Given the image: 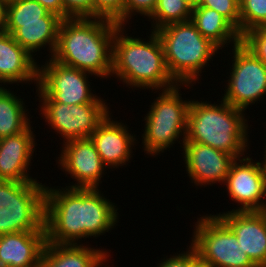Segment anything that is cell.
<instances>
[{
  "label": "cell",
  "mask_w": 266,
  "mask_h": 267,
  "mask_svg": "<svg viewBox=\"0 0 266 267\" xmlns=\"http://www.w3.org/2000/svg\"><path fill=\"white\" fill-rule=\"evenodd\" d=\"M102 192L100 188L46 185L44 196L46 242L81 244L89 237L97 239L100 235L114 230L120 223L119 208Z\"/></svg>",
  "instance_id": "obj_1"
},
{
  "label": "cell",
  "mask_w": 266,
  "mask_h": 267,
  "mask_svg": "<svg viewBox=\"0 0 266 267\" xmlns=\"http://www.w3.org/2000/svg\"><path fill=\"white\" fill-rule=\"evenodd\" d=\"M119 25L93 17L62 20L53 60L107 79L112 73L113 38Z\"/></svg>",
  "instance_id": "obj_2"
},
{
  "label": "cell",
  "mask_w": 266,
  "mask_h": 267,
  "mask_svg": "<svg viewBox=\"0 0 266 267\" xmlns=\"http://www.w3.org/2000/svg\"><path fill=\"white\" fill-rule=\"evenodd\" d=\"M127 27L119 26L113 38L111 76L132 90L134 87L153 92L176 86L178 83L168 72L157 33L150 31L148 39H142L126 33Z\"/></svg>",
  "instance_id": "obj_3"
},
{
  "label": "cell",
  "mask_w": 266,
  "mask_h": 267,
  "mask_svg": "<svg viewBox=\"0 0 266 267\" xmlns=\"http://www.w3.org/2000/svg\"><path fill=\"white\" fill-rule=\"evenodd\" d=\"M200 99L202 101L192 99L190 102L185 139L211 146L236 159L249 154L251 125H248L247 113L222 99L217 103Z\"/></svg>",
  "instance_id": "obj_4"
},
{
  "label": "cell",
  "mask_w": 266,
  "mask_h": 267,
  "mask_svg": "<svg viewBox=\"0 0 266 267\" xmlns=\"http://www.w3.org/2000/svg\"><path fill=\"white\" fill-rule=\"evenodd\" d=\"M161 41L169 74L178 84H194L220 49L204 38L191 21L172 23L155 31ZM200 77V78H199Z\"/></svg>",
  "instance_id": "obj_5"
},
{
  "label": "cell",
  "mask_w": 266,
  "mask_h": 267,
  "mask_svg": "<svg viewBox=\"0 0 266 267\" xmlns=\"http://www.w3.org/2000/svg\"><path fill=\"white\" fill-rule=\"evenodd\" d=\"M192 86L194 87L193 84H177L172 88L161 90V93L155 90L154 93L158 92L159 95L152 100L149 111L142 120L145 125L142 129L141 144L145 154L156 158L157 155L173 148L176 143L180 144V148L183 147L192 98L184 100L181 88L193 89Z\"/></svg>",
  "instance_id": "obj_6"
},
{
  "label": "cell",
  "mask_w": 266,
  "mask_h": 267,
  "mask_svg": "<svg viewBox=\"0 0 266 267\" xmlns=\"http://www.w3.org/2000/svg\"><path fill=\"white\" fill-rule=\"evenodd\" d=\"M42 181L0 180V235L20 231H45Z\"/></svg>",
  "instance_id": "obj_7"
},
{
  "label": "cell",
  "mask_w": 266,
  "mask_h": 267,
  "mask_svg": "<svg viewBox=\"0 0 266 267\" xmlns=\"http://www.w3.org/2000/svg\"><path fill=\"white\" fill-rule=\"evenodd\" d=\"M190 244L205 267H257L243 253L236 235L216 215L197 217ZM195 226V227H194Z\"/></svg>",
  "instance_id": "obj_8"
},
{
  "label": "cell",
  "mask_w": 266,
  "mask_h": 267,
  "mask_svg": "<svg viewBox=\"0 0 266 267\" xmlns=\"http://www.w3.org/2000/svg\"><path fill=\"white\" fill-rule=\"evenodd\" d=\"M41 118L47 126L63 139L89 138L98 125L107 117L111 109L106 100L98 96L92 103L68 105L57 103L50 97H39Z\"/></svg>",
  "instance_id": "obj_9"
},
{
  "label": "cell",
  "mask_w": 266,
  "mask_h": 267,
  "mask_svg": "<svg viewBox=\"0 0 266 267\" xmlns=\"http://www.w3.org/2000/svg\"><path fill=\"white\" fill-rule=\"evenodd\" d=\"M230 51L232 53L227 52L232 59L228 69L230 71L227 72V80H224L226 85L221 99L235 108L247 111L250 105L255 102L257 105L266 95V65L241 43L231 47Z\"/></svg>",
  "instance_id": "obj_10"
},
{
  "label": "cell",
  "mask_w": 266,
  "mask_h": 267,
  "mask_svg": "<svg viewBox=\"0 0 266 267\" xmlns=\"http://www.w3.org/2000/svg\"><path fill=\"white\" fill-rule=\"evenodd\" d=\"M93 74L65 66L52 58L38 63L37 97H50L68 105L92 103L98 95L89 80ZM95 93H93V92Z\"/></svg>",
  "instance_id": "obj_11"
},
{
  "label": "cell",
  "mask_w": 266,
  "mask_h": 267,
  "mask_svg": "<svg viewBox=\"0 0 266 267\" xmlns=\"http://www.w3.org/2000/svg\"><path fill=\"white\" fill-rule=\"evenodd\" d=\"M248 155L236 159L225 178L223 185L229 200L238 204V207L225 212L261 211L266 208V160L255 161Z\"/></svg>",
  "instance_id": "obj_12"
},
{
  "label": "cell",
  "mask_w": 266,
  "mask_h": 267,
  "mask_svg": "<svg viewBox=\"0 0 266 267\" xmlns=\"http://www.w3.org/2000/svg\"><path fill=\"white\" fill-rule=\"evenodd\" d=\"M60 148L62 150L55 160L57 167L66 174L65 177L70 175L75 182L68 183V186L66 184V187L101 188V178H104L108 168L102 162L90 137L67 141Z\"/></svg>",
  "instance_id": "obj_13"
},
{
  "label": "cell",
  "mask_w": 266,
  "mask_h": 267,
  "mask_svg": "<svg viewBox=\"0 0 266 267\" xmlns=\"http://www.w3.org/2000/svg\"><path fill=\"white\" fill-rule=\"evenodd\" d=\"M180 151H183L181 154L189 182L197 186V189L213 184L215 186L217 183L222 186L232 163L236 160L231 154L187 140Z\"/></svg>",
  "instance_id": "obj_14"
},
{
  "label": "cell",
  "mask_w": 266,
  "mask_h": 267,
  "mask_svg": "<svg viewBox=\"0 0 266 267\" xmlns=\"http://www.w3.org/2000/svg\"><path fill=\"white\" fill-rule=\"evenodd\" d=\"M112 117L111 111L91 134L90 139L104 165L113 171L129 165L131 158L133 159V149L140 143L137 139L140 138L131 133L126 122L124 124L122 120L119 122Z\"/></svg>",
  "instance_id": "obj_15"
},
{
  "label": "cell",
  "mask_w": 266,
  "mask_h": 267,
  "mask_svg": "<svg viewBox=\"0 0 266 267\" xmlns=\"http://www.w3.org/2000/svg\"><path fill=\"white\" fill-rule=\"evenodd\" d=\"M30 125L25 131L0 139V180L15 182L39 181L30 175L36 154V134ZM34 130V131H33Z\"/></svg>",
  "instance_id": "obj_16"
},
{
  "label": "cell",
  "mask_w": 266,
  "mask_h": 267,
  "mask_svg": "<svg viewBox=\"0 0 266 267\" xmlns=\"http://www.w3.org/2000/svg\"><path fill=\"white\" fill-rule=\"evenodd\" d=\"M236 235L238 243L257 267H266V222L260 211H228L215 214Z\"/></svg>",
  "instance_id": "obj_17"
},
{
  "label": "cell",
  "mask_w": 266,
  "mask_h": 267,
  "mask_svg": "<svg viewBox=\"0 0 266 267\" xmlns=\"http://www.w3.org/2000/svg\"><path fill=\"white\" fill-rule=\"evenodd\" d=\"M14 37L5 31H0V83L1 86L10 84H38V63ZM20 83V84H19Z\"/></svg>",
  "instance_id": "obj_18"
},
{
  "label": "cell",
  "mask_w": 266,
  "mask_h": 267,
  "mask_svg": "<svg viewBox=\"0 0 266 267\" xmlns=\"http://www.w3.org/2000/svg\"><path fill=\"white\" fill-rule=\"evenodd\" d=\"M46 244V231L0 235V267H37Z\"/></svg>",
  "instance_id": "obj_19"
},
{
  "label": "cell",
  "mask_w": 266,
  "mask_h": 267,
  "mask_svg": "<svg viewBox=\"0 0 266 267\" xmlns=\"http://www.w3.org/2000/svg\"><path fill=\"white\" fill-rule=\"evenodd\" d=\"M86 243V246H85ZM47 243L40 258V267H110L112 255L104 247L91 244ZM91 246V247H90ZM110 257V258H109ZM107 263V265L105 264ZM105 265V266H104Z\"/></svg>",
  "instance_id": "obj_20"
},
{
  "label": "cell",
  "mask_w": 266,
  "mask_h": 267,
  "mask_svg": "<svg viewBox=\"0 0 266 267\" xmlns=\"http://www.w3.org/2000/svg\"><path fill=\"white\" fill-rule=\"evenodd\" d=\"M191 21L202 36L209 39L222 52L223 49L226 51V47L228 50V47L231 48L241 43L238 30L213 9L200 6L192 9Z\"/></svg>",
  "instance_id": "obj_21"
},
{
  "label": "cell",
  "mask_w": 266,
  "mask_h": 267,
  "mask_svg": "<svg viewBox=\"0 0 266 267\" xmlns=\"http://www.w3.org/2000/svg\"><path fill=\"white\" fill-rule=\"evenodd\" d=\"M60 24L61 22L20 23V28L12 36L35 59L46 48L49 52L46 57L51 58L57 46Z\"/></svg>",
  "instance_id": "obj_22"
},
{
  "label": "cell",
  "mask_w": 266,
  "mask_h": 267,
  "mask_svg": "<svg viewBox=\"0 0 266 267\" xmlns=\"http://www.w3.org/2000/svg\"><path fill=\"white\" fill-rule=\"evenodd\" d=\"M0 86V139L25 131L31 123L29 108L11 87ZM28 109H27V108ZM28 111V112H27Z\"/></svg>",
  "instance_id": "obj_23"
},
{
  "label": "cell",
  "mask_w": 266,
  "mask_h": 267,
  "mask_svg": "<svg viewBox=\"0 0 266 267\" xmlns=\"http://www.w3.org/2000/svg\"><path fill=\"white\" fill-rule=\"evenodd\" d=\"M58 15L48 12L35 0H13L7 3L6 26L4 31L13 35L20 23L62 22Z\"/></svg>",
  "instance_id": "obj_24"
},
{
  "label": "cell",
  "mask_w": 266,
  "mask_h": 267,
  "mask_svg": "<svg viewBox=\"0 0 266 267\" xmlns=\"http://www.w3.org/2000/svg\"><path fill=\"white\" fill-rule=\"evenodd\" d=\"M191 13L192 10L183 0H158L156 9L147 20L151 23L149 31H156L172 23L191 20Z\"/></svg>",
  "instance_id": "obj_25"
},
{
  "label": "cell",
  "mask_w": 266,
  "mask_h": 267,
  "mask_svg": "<svg viewBox=\"0 0 266 267\" xmlns=\"http://www.w3.org/2000/svg\"><path fill=\"white\" fill-rule=\"evenodd\" d=\"M257 27H266V0H240V36Z\"/></svg>",
  "instance_id": "obj_26"
},
{
  "label": "cell",
  "mask_w": 266,
  "mask_h": 267,
  "mask_svg": "<svg viewBox=\"0 0 266 267\" xmlns=\"http://www.w3.org/2000/svg\"><path fill=\"white\" fill-rule=\"evenodd\" d=\"M125 0H92V17L124 26Z\"/></svg>",
  "instance_id": "obj_27"
},
{
  "label": "cell",
  "mask_w": 266,
  "mask_h": 267,
  "mask_svg": "<svg viewBox=\"0 0 266 267\" xmlns=\"http://www.w3.org/2000/svg\"><path fill=\"white\" fill-rule=\"evenodd\" d=\"M199 6L213 9L221 14L240 34V0H200Z\"/></svg>",
  "instance_id": "obj_28"
},
{
  "label": "cell",
  "mask_w": 266,
  "mask_h": 267,
  "mask_svg": "<svg viewBox=\"0 0 266 267\" xmlns=\"http://www.w3.org/2000/svg\"><path fill=\"white\" fill-rule=\"evenodd\" d=\"M241 44L266 65V27H257L244 33Z\"/></svg>",
  "instance_id": "obj_29"
},
{
  "label": "cell",
  "mask_w": 266,
  "mask_h": 267,
  "mask_svg": "<svg viewBox=\"0 0 266 267\" xmlns=\"http://www.w3.org/2000/svg\"><path fill=\"white\" fill-rule=\"evenodd\" d=\"M186 247L187 251L161 258L156 267H196L199 264L197 251L191 244Z\"/></svg>",
  "instance_id": "obj_30"
},
{
  "label": "cell",
  "mask_w": 266,
  "mask_h": 267,
  "mask_svg": "<svg viewBox=\"0 0 266 267\" xmlns=\"http://www.w3.org/2000/svg\"><path fill=\"white\" fill-rule=\"evenodd\" d=\"M158 0H125L124 26L129 25L130 20L139 14L142 18H149L156 9ZM144 16V17H143Z\"/></svg>",
  "instance_id": "obj_31"
},
{
  "label": "cell",
  "mask_w": 266,
  "mask_h": 267,
  "mask_svg": "<svg viewBox=\"0 0 266 267\" xmlns=\"http://www.w3.org/2000/svg\"><path fill=\"white\" fill-rule=\"evenodd\" d=\"M67 18L92 17V0H62Z\"/></svg>",
  "instance_id": "obj_32"
},
{
  "label": "cell",
  "mask_w": 266,
  "mask_h": 267,
  "mask_svg": "<svg viewBox=\"0 0 266 267\" xmlns=\"http://www.w3.org/2000/svg\"><path fill=\"white\" fill-rule=\"evenodd\" d=\"M41 4L48 12L54 13L66 19V10L64 9L62 0H35Z\"/></svg>",
  "instance_id": "obj_33"
},
{
  "label": "cell",
  "mask_w": 266,
  "mask_h": 267,
  "mask_svg": "<svg viewBox=\"0 0 266 267\" xmlns=\"http://www.w3.org/2000/svg\"><path fill=\"white\" fill-rule=\"evenodd\" d=\"M6 15H7V2L0 0V31H4L6 26Z\"/></svg>",
  "instance_id": "obj_34"
},
{
  "label": "cell",
  "mask_w": 266,
  "mask_h": 267,
  "mask_svg": "<svg viewBox=\"0 0 266 267\" xmlns=\"http://www.w3.org/2000/svg\"><path fill=\"white\" fill-rule=\"evenodd\" d=\"M184 3L192 10L199 6L200 0H183Z\"/></svg>",
  "instance_id": "obj_35"
},
{
  "label": "cell",
  "mask_w": 266,
  "mask_h": 267,
  "mask_svg": "<svg viewBox=\"0 0 266 267\" xmlns=\"http://www.w3.org/2000/svg\"><path fill=\"white\" fill-rule=\"evenodd\" d=\"M265 128H266V127H265ZM264 137H266V134H264ZM265 141H266V138L264 139V145H265V148L263 149V151H264V152H263V153H264V154H263V155H264L263 158L266 160V142H265Z\"/></svg>",
  "instance_id": "obj_36"
},
{
  "label": "cell",
  "mask_w": 266,
  "mask_h": 267,
  "mask_svg": "<svg viewBox=\"0 0 266 267\" xmlns=\"http://www.w3.org/2000/svg\"><path fill=\"white\" fill-rule=\"evenodd\" d=\"M260 212L263 214V216H264V218H265V222H266V208H264V209L261 210Z\"/></svg>",
  "instance_id": "obj_37"
},
{
  "label": "cell",
  "mask_w": 266,
  "mask_h": 267,
  "mask_svg": "<svg viewBox=\"0 0 266 267\" xmlns=\"http://www.w3.org/2000/svg\"><path fill=\"white\" fill-rule=\"evenodd\" d=\"M196 267H205V266L199 263Z\"/></svg>",
  "instance_id": "obj_38"
}]
</instances>
